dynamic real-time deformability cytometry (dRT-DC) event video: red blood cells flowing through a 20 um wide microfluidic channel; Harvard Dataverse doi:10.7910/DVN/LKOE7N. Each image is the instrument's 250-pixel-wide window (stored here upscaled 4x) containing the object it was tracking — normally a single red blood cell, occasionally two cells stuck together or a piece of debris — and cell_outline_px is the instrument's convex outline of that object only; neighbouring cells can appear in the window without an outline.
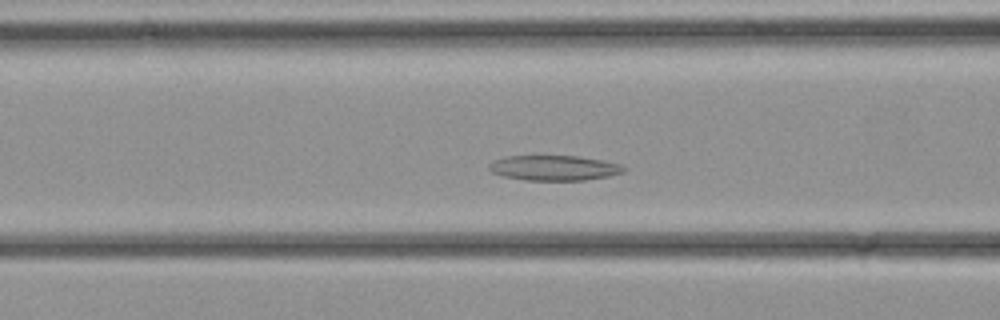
{"species": "common noctule bat (a hibernating species)", "species_latin": "Nyctalus noctula", "temperature_condition": "cold", "stored_images_in_passage": 27, "camera_frame_rate_fps": 3000, "um_per_image_px": 0.085, "animal": {"sex": "female", "body_mass_g": 21.9}, "frame": {"image": 1, "passage_image": 11, "time_ms": 3.333, "image_size_px": [1000, 320], "cell_outline_px": [[628, 168], [624, 172], [608, 176], [584, 180], [524, 180], [504, 176], [492, 172], [488, 168], [488, 164], [496, 160], [508, 156], [576, 156], [600, 160], [620, 164]], "centroid_in_image_um": [47.11, 14.27], "position_along_channel_um": 119.5, "area_um2": 19.54}}
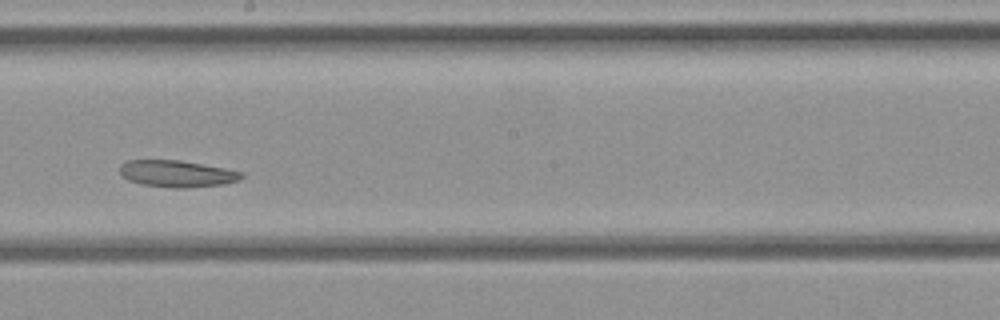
{"frame": {"image": 2, "passage_image": 17, "time_ms": 5.333, "image_size_px": [1000, 320], "cell_outline_px": [[244, 176], [240, 180], [224, 184], [184, 188], [172, 188], [140, 184], [128, 180], [120, 176], [120, 164], [128, 160], [180, 160], [224, 168], [244, 172]], "centroid_in_image_um": [15.03, 14.77], "position_along_channel_um": 233.2, "area_um2": 19.13}}
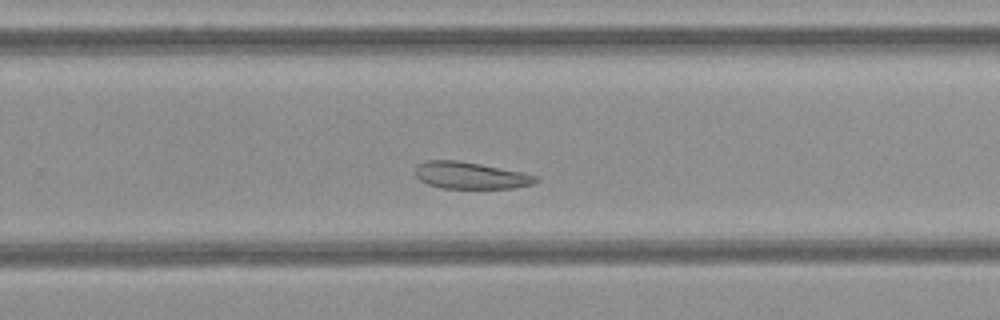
{"frame": {"image": 3, "passage_image": 20, "time_ms": 6.333, "image_size_px": [1000, 320], "cell_outline_px": [[540, 180], [536, 184], [512, 188], [440, 188], [428, 184], [420, 180], [416, 176], [416, 168], [420, 164], [428, 160], [456, 160], [480, 164], [520, 172], [536, 176]], "centroid_in_image_um": [40.01, 14.92], "position_along_channel_um": 289.8, "area_um2": 18.67}}